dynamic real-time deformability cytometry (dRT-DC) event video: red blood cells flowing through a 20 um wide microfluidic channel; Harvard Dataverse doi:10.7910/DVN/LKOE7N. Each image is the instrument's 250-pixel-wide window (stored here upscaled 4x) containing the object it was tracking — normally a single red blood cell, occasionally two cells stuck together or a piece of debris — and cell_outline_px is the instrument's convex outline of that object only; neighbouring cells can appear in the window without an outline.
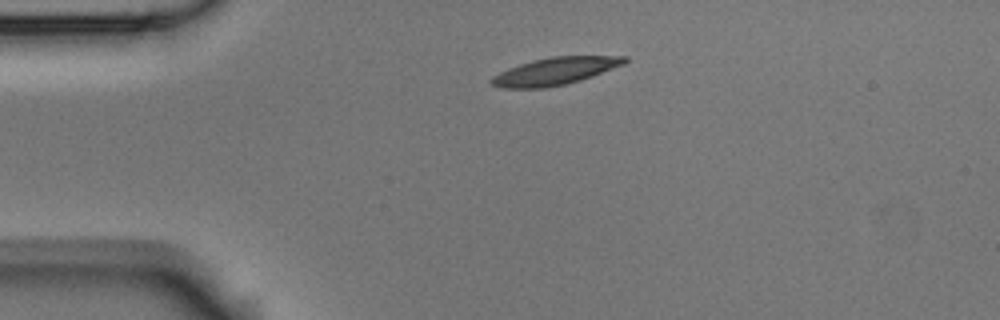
{"species": "Egyptian fruit bat (a non-hibernating species)", "species_latin": "Rousettus aegyptiacus", "temperature_condition": "room temperature", "stored_images_in_passage": 43, "camera_frame_rate_fps": 3000, "um_per_image_px": 0.085, "animal": {"sex": "male"}, "frame": {"image": 1, "passage_image": 1, "time_ms": 0.0, "image_size_px": [1000, 320], "cell_outline_px": [[628, 60], [624, 64], [592, 76], [580, 80], [564, 84], [544, 88], [504, 88], [492, 84], [488, 80], [492, 76], [508, 68], [532, 60], [552, 56], [628, 56]], "centroid_in_image_um": [47.16, 6.04], "position_along_channel_um": 37.8, "area_um2": 21.1}}
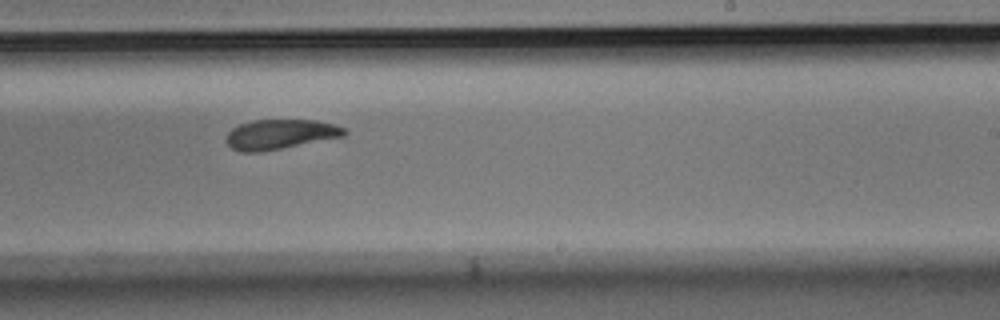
{"frame": {"image": 2, "passage_image": 22, "time_ms": 7.0, "image_size_px": [1000, 320], "cell_outline_px": [[348, 132], [344, 136], [260, 152], [240, 152], [232, 148], [224, 140], [224, 136], [232, 128], [240, 124], [252, 120], [316, 120], [348, 128]], "centroid_in_image_um": [23.79, 11.41], "position_along_channel_um": 265.2, "area_um2": 20.58}}
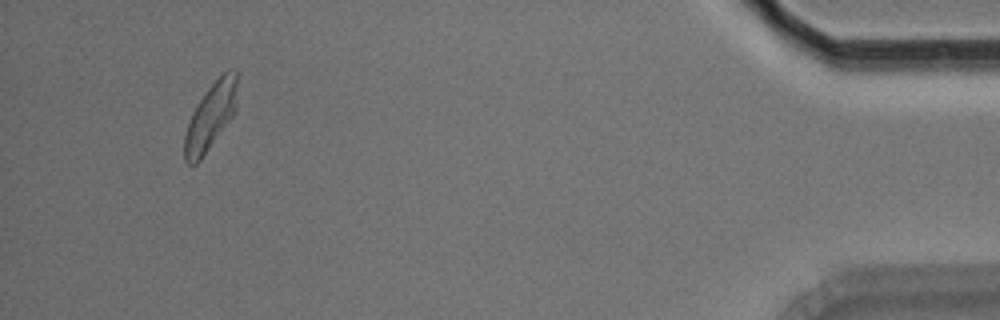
{"frame": {"image": 3, "passage_image": 40, "time_ms": 13.0, "image_size_px": [1000, 320], "cell_outline_px": [[236, 112], [200, 160], [196, 164], [188, 164], [184, 160], [184, 136], [192, 112], [208, 88], [228, 68], [236, 68]], "centroid_in_image_um": [17.9, 9.9], "position_along_channel_um": 417.3, "area_um2": 20.29}, "authors_computed_cell_mechanics": {"area_um2": 21.097, "velocity_mm_per_s": 3.7081, "shape_relaxation_time_tau1_ms": 3.4228, "shape_relaxation_time_tau2_ms": 5.7935, "deformation_change_tau1": 0.1455, "deformation_change_tau2": 0.1262}}